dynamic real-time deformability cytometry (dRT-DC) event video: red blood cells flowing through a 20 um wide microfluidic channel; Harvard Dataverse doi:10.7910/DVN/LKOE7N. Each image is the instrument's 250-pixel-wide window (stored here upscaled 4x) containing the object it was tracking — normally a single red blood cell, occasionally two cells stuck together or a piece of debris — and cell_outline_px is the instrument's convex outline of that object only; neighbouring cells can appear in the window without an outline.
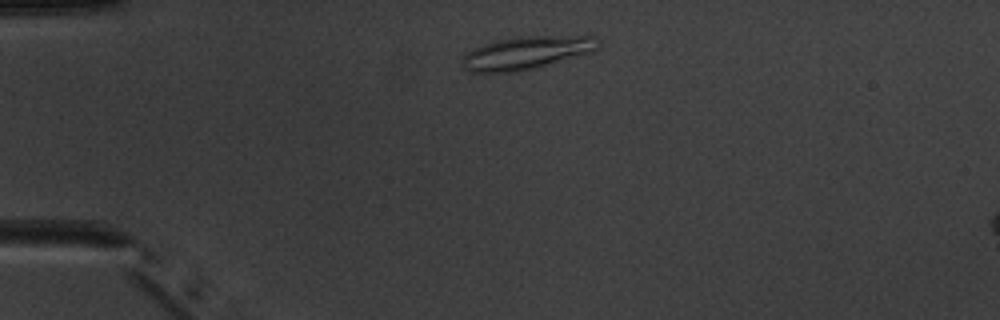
{"species": "common noctule bat (a hibernating species)", "species_latin": "Nyctalus noctula", "temperature_condition": "warm", "stored_images_in_passage": 4, "camera_frame_rate_fps": 3000, "um_per_image_px": 0.085, "animal": {"sex": "male", "body_mass_g": 20.1, "forearm_length_mm": 53.5}, "frame": {"image": 1, "passage_image": 2, "time_ms": 1.333, "image_size_px": [1000, 320], "cell_outline_px": [[596, 48], [592, 52], [532, 68], [516, 72], [472, 72], [464, 68], [460, 64], [464, 56], [472, 48], [496, 40], [516, 36], [596, 36]], "centroid_in_image_um": [44.68, 4.48], "position_along_channel_um": 40.3, "area_um2": 25.72}}